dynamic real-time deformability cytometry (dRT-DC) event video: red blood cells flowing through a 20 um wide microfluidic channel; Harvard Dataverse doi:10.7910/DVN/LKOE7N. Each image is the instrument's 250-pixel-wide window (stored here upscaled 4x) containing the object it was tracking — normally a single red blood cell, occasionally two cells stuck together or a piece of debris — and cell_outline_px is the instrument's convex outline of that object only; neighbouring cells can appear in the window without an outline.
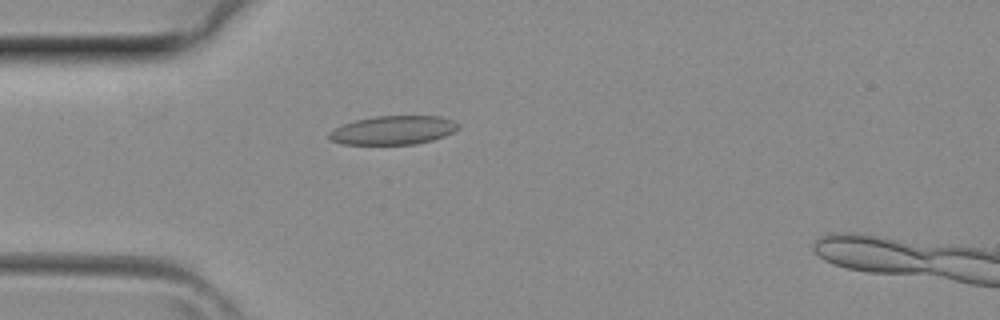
{"species": "common noctule bat (a hibernating species)", "species_latin": "Nyctalus noctula", "temperature_condition": "room temperature", "stored_images_in_passage": 4, "camera_frame_rate_fps": 3000, "um_per_image_px": 0.085, "animal": {"sex": "female", "body_mass_g": 29.2, "forearm_length_mm": 56.3}, "frame": {"image": 1, "passage_image": 3, "time_ms": 0.667, "image_size_px": [1000, 320], "cell_outline_px": [[460, 128], [444, 136], [432, 140], [416, 144], [340, 144], [332, 140], [328, 136], [328, 132], [344, 124], [356, 120], [376, 116], [440, 116], [452, 120], [460, 124]], "centroid_in_image_um": [33.44, 11.06], "position_along_channel_um": 51.6, "area_um2": 21.56}}